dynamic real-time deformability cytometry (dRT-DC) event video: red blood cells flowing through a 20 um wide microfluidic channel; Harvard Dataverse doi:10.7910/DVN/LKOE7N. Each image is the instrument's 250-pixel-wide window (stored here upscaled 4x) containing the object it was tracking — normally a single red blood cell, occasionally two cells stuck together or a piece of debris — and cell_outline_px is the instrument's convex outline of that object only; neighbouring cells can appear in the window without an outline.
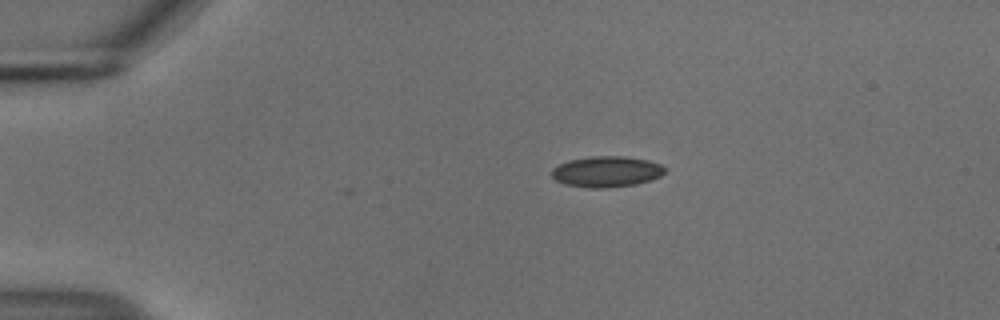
{"species": "common noctule bat (a hibernating species)", "species_latin": "Nyctalus noctula", "temperature_condition": "cold", "stored_images_in_passage": 5, "camera_frame_rate_fps": 3000, "um_per_image_px": 0.085, "animal": {"sex": "male", "body_mass_g": 18.8}, "frame": {"image": 1, "passage_image": 1, "time_ms": 0.0, "image_size_px": [1000, 320], "cell_outline_px": [[664, 172], [660, 176], [652, 180], [636, 184], [604, 188], [588, 188], [564, 184], [556, 180], [552, 176], [552, 168], [560, 164], [572, 160], [592, 156], [620, 156], [648, 160], [660, 164], [664, 168]], "centroid_in_image_um": [51.55, 14.6], "position_along_channel_um": 33.4, "area_um2": 20.17}}